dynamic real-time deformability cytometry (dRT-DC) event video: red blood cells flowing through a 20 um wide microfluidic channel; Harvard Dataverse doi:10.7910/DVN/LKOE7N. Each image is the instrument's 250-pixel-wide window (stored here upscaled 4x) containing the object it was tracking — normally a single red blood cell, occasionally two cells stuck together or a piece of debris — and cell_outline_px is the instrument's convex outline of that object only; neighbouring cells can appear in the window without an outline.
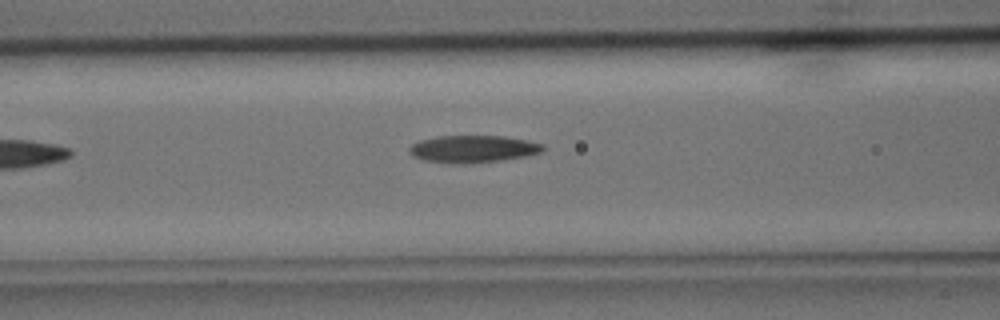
{"species": "common noctule bat (a hibernating species)", "species_latin": "Nyctalus noctula", "temperature_condition": "cold", "stored_images_in_passage": 5, "camera_frame_rate_fps": 3000, "um_per_image_px": 0.085, "animal": {"sex": "male", "body_mass_g": 15.6}, "frame": {"image": 1, "passage_image": 5, "time_ms": 1.333, "image_size_px": [1000, 320], "cell_outline_px": [[544, 148], [540, 152], [524, 156], [496, 160], [460, 164], [424, 160], [412, 156], [408, 152], [408, 148], [412, 144], [420, 140], [440, 136], [504, 136], [528, 140], [544, 144]], "centroid_in_image_um": [40.17, 12.65], "position_along_channel_um": 126.4, "area_um2": 20.92}}